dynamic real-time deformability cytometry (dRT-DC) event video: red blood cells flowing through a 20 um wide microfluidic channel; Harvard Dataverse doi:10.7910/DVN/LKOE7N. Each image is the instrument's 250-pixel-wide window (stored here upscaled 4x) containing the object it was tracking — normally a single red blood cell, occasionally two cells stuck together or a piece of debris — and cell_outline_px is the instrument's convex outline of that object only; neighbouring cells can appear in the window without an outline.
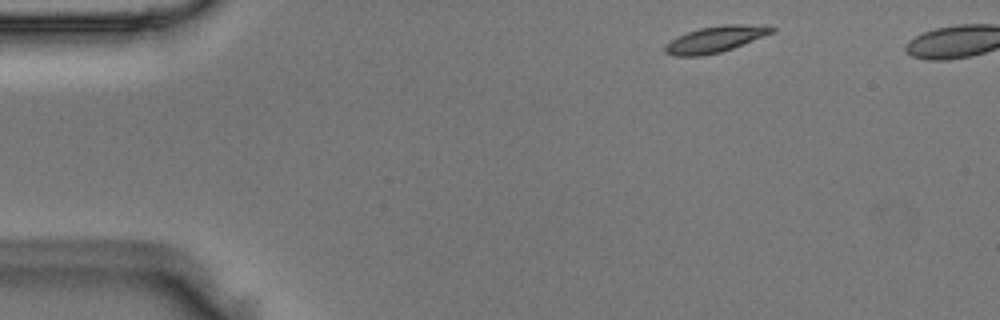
{"species": "Egyptian fruit bat (a non-hibernating species)", "species_latin": "Rousettus aegyptiacus", "temperature_condition": "room temperature", "stored_images_in_passage": 40, "camera_frame_rate_fps": 3000, "um_per_image_px": 0.085, "animal": {"sex": "male"}, "frame": {"image": 1, "passage_image": 1, "time_ms": 0.0, "image_size_px": [1000, 320], "cell_outline_px": [[776, 32], [732, 48], [720, 52], [700, 56], [676, 56], [664, 52], [664, 48], [672, 40], [688, 32], [700, 28], [724, 24], [744, 24], [776, 28]], "centroid_in_image_um": [60.83, 3.34], "position_along_channel_um": 24.2, "area_um2": 15.95}}
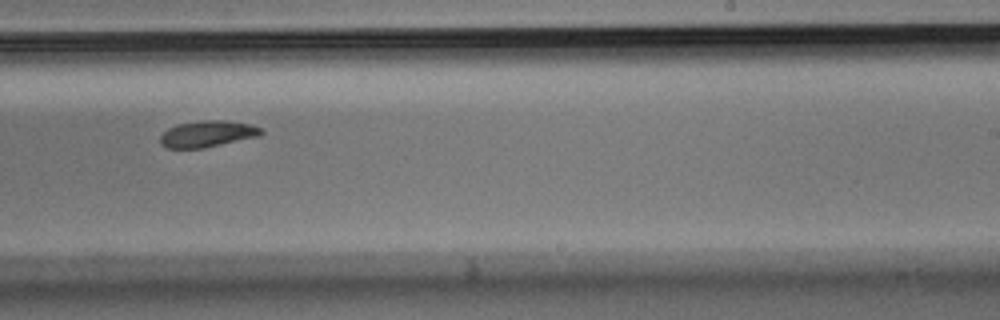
{"frame": {"image": 2, "passage_image": 25, "time_ms": 8.0, "image_size_px": [1000, 320], "cell_outline_px": [[264, 132], [260, 136], [204, 148], [168, 148], [160, 144], [160, 136], [168, 128], [176, 124], [200, 120], [224, 120], [252, 124], [264, 128]], "centroid_in_image_um": [17.67, 11.37], "position_along_channel_um": 271.3, "area_um2": 15.78}}
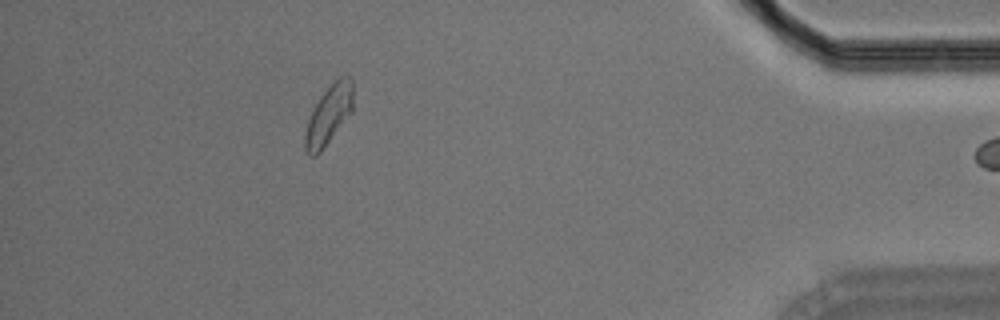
{"frame": {"image": 3, "passage_image": 39, "time_ms": 12.667, "image_size_px": [1000, 320], "cell_outline_px": [[352, 112], [320, 152], [316, 156], [312, 156], [304, 148], [304, 132], [308, 120], [320, 96], [340, 76], [352, 76]], "centroid_in_image_um": [27.94, 9.77], "position_along_channel_um": 407.3, "area_um2": 16.24}}